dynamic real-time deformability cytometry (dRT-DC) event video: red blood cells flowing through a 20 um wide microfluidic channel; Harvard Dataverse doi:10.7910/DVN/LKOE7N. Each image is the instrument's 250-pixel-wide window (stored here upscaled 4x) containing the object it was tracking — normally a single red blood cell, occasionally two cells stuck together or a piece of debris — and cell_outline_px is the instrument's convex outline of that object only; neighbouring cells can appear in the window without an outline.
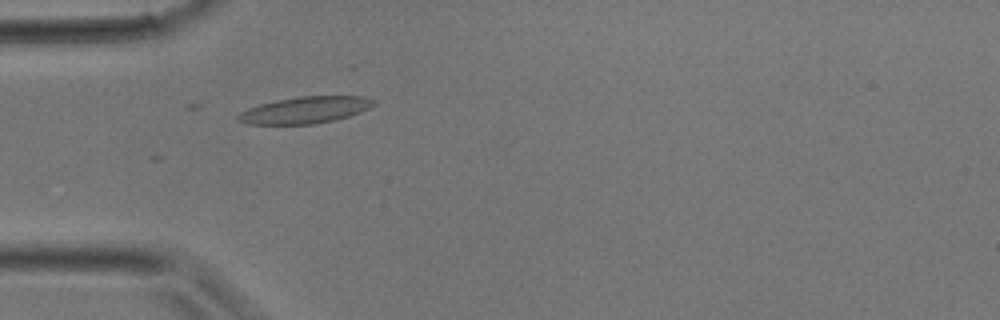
{"species": "common noctule bat (a hibernating species)", "species_latin": "Nyctalus noctula", "temperature_condition": "room temperature", "stored_images_in_passage": 27, "camera_frame_rate_fps": 3000, "um_per_image_px": 0.085, "animal": {"sex": "male", "body_mass_g": 17.9}, "frame": {"image": 1, "passage_image": 9, "time_ms": 2.667, "image_size_px": [1000, 320], "cell_outline_px": [[376, 104], [360, 112], [348, 116], [332, 120], [312, 124], [248, 124], [236, 120], [236, 116], [240, 112], [248, 108], [260, 104], [276, 100], [300, 96], [364, 96], [376, 100]], "centroid_in_image_um": [25.92, 9.34], "position_along_channel_um": 59.1, "area_um2": 21.04}}
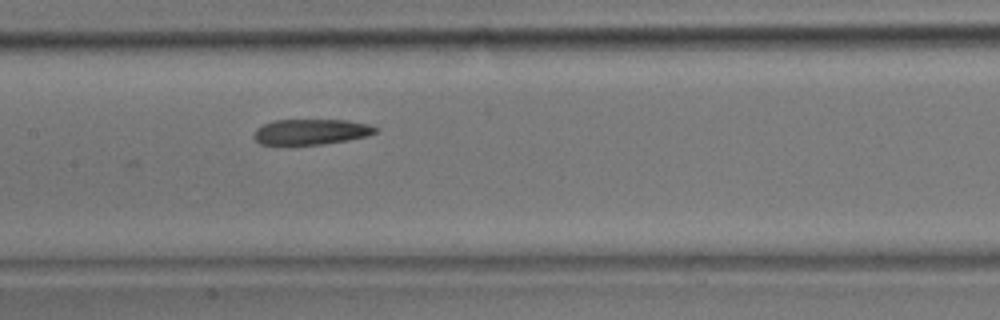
{"frame": {"image": 2, "passage_image": 16, "time_ms": 5.0, "image_size_px": [1000, 320], "cell_outline_px": [[380, 128], [376, 132], [368, 136], [348, 140], [324, 144], [288, 148], [260, 144], [252, 136], [256, 128], [272, 120], [348, 120], [368, 124]], "centroid_in_image_um": [26.37, 11.25], "position_along_channel_um": 181.0, "area_um2": 19.07}}
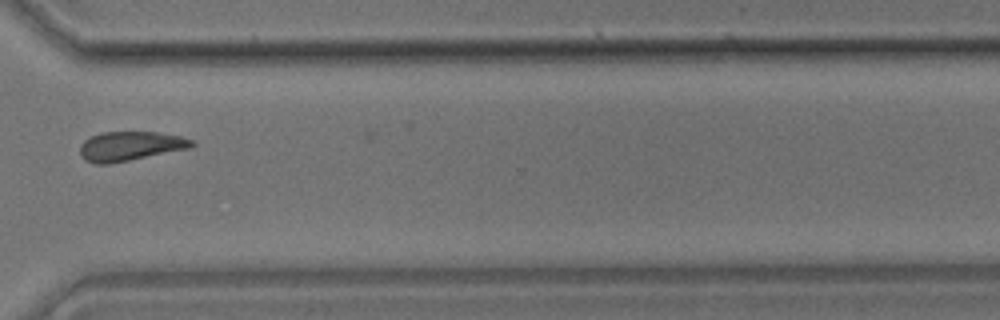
{"frame": {"image": 3, "passage_image": 26, "time_ms": 8.333, "image_size_px": [1000, 320], "cell_outline_px": [[196, 144], [192, 148], [108, 164], [92, 164], [84, 160], [80, 156], [80, 144], [84, 140], [92, 136], [104, 132], [156, 132], [180, 136], [192, 140]], "centroid_in_image_um": [11.06, 12.43], "position_along_channel_um": 359.5, "area_um2": 19.19}}